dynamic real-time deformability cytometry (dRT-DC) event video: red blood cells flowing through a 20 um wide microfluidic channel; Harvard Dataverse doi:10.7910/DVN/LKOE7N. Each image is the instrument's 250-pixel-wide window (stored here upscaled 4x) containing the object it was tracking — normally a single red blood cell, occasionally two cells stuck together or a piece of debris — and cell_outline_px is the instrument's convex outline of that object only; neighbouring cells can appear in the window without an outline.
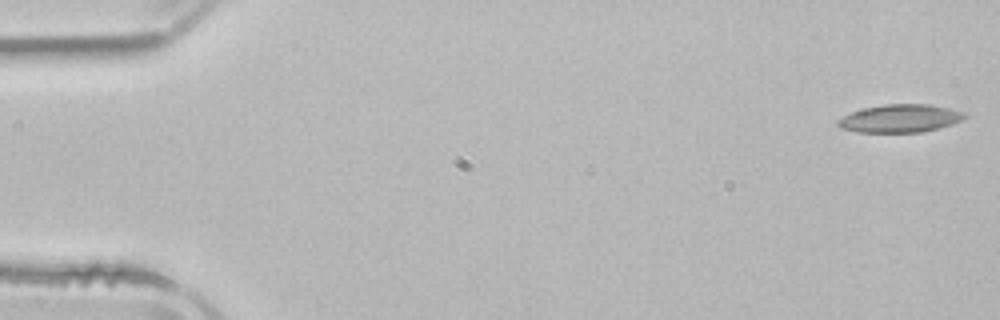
{"species": "common noctule bat (a hibernating species)", "species_latin": "Nyctalus noctula", "temperature_condition": "room temperature", "stored_images_in_passage": 4, "camera_frame_rate_fps": 3000, "um_per_image_px": 0.085, "animal": {"sex": "male", "body_mass_g": 21.5, "forearm_length_mm": 52.0}, "frame": {"image": 1, "passage_image": 1, "time_ms": 0.0, "image_size_px": [1000, 320], "cell_outline_px": [[968, 116], [964, 120], [952, 124], [920, 132], [856, 132], [840, 128], [836, 124], [836, 120], [852, 112], [864, 108], [884, 104], [932, 104], [964, 112]], "centroid_in_image_um": [76.51, 10.06], "position_along_channel_um": 8.5, "area_um2": 20.69}}
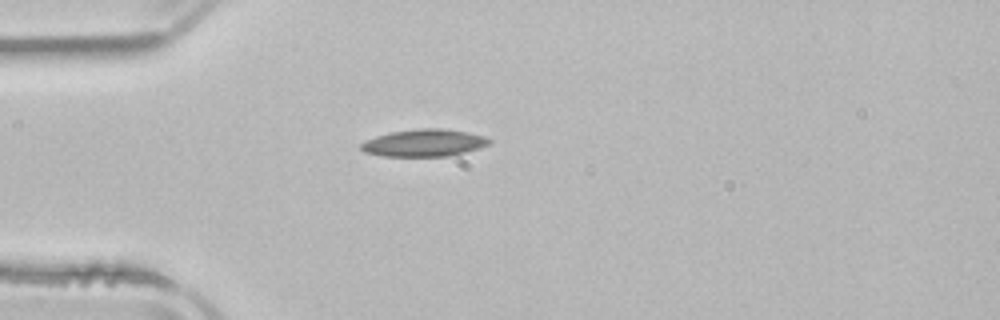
{"frame": {"image": 2, "passage_image": 4, "time_ms": 4.333, "image_size_px": [1000, 320], "cell_outline_px": [[492, 144], [480, 148], [448, 156], [384, 156], [364, 152], [360, 148], [360, 144], [364, 140], [376, 136], [392, 132], [416, 128], [440, 128], [468, 132], [484, 136], [492, 140]], "centroid_in_image_um": [36.06, 12.14], "position_along_channel_um": 48.9, "area_um2": 20.46}}